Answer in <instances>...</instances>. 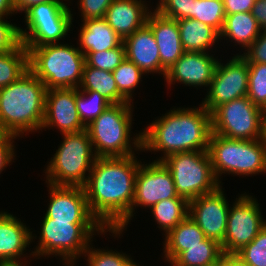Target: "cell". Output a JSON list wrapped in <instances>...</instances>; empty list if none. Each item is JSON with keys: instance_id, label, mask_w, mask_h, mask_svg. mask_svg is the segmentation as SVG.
I'll return each instance as SVG.
<instances>
[{"instance_id": "cell-19", "label": "cell", "mask_w": 266, "mask_h": 266, "mask_svg": "<svg viewBox=\"0 0 266 266\" xmlns=\"http://www.w3.org/2000/svg\"><path fill=\"white\" fill-rule=\"evenodd\" d=\"M126 59L145 73H161L159 48L151 28L145 24L123 40Z\"/></svg>"}, {"instance_id": "cell-30", "label": "cell", "mask_w": 266, "mask_h": 266, "mask_svg": "<svg viewBox=\"0 0 266 266\" xmlns=\"http://www.w3.org/2000/svg\"><path fill=\"white\" fill-rule=\"evenodd\" d=\"M29 70V52L22 44L18 49L0 54V89L17 81Z\"/></svg>"}, {"instance_id": "cell-50", "label": "cell", "mask_w": 266, "mask_h": 266, "mask_svg": "<svg viewBox=\"0 0 266 266\" xmlns=\"http://www.w3.org/2000/svg\"><path fill=\"white\" fill-rule=\"evenodd\" d=\"M23 263L21 262H13V263H3V264H0V266H24L22 265Z\"/></svg>"}, {"instance_id": "cell-52", "label": "cell", "mask_w": 266, "mask_h": 266, "mask_svg": "<svg viewBox=\"0 0 266 266\" xmlns=\"http://www.w3.org/2000/svg\"><path fill=\"white\" fill-rule=\"evenodd\" d=\"M67 266H73L75 261H65ZM73 263V264H72ZM69 264V265H68Z\"/></svg>"}, {"instance_id": "cell-23", "label": "cell", "mask_w": 266, "mask_h": 266, "mask_svg": "<svg viewBox=\"0 0 266 266\" xmlns=\"http://www.w3.org/2000/svg\"><path fill=\"white\" fill-rule=\"evenodd\" d=\"M204 232L189 217L182 220L165 235L164 253L166 261L172 262L181 252L194 245H203Z\"/></svg>"}, {"instance_id": "cell-29", "label": "cell", "mask_w": 266, "mask_h": 266, "mask_svg": "<svg viewBox=\"0 0 266 266\" xmlns=\"http://www.w3.org/2000/svg\"><path fill=\"white\" fill-rule=\"evenodd\" d=\"M151 210L159 228L167 234L188 216L189 201L185 198H170L153 205Z\"/></svg>"}, {"instance_id": "cell-41", "label": "cell", "mask_w": 266, "mask_h": 266, "mask_svg": "<svg viewBox=\"0 0 266 266\" xmlns=\"http://www.w3.org/2000/svg\"><path fill=\"white\" fill-rule=\"evenodd\" d=\"M114 0H79L82 21L104 18L107 9Z\"/></svg>"}, {"instance_id": "cell-40", "label": "cell", "mask_w": 266, "mask_h": 266, "mask_svg": "<svg viewBox=\"0 0 266 266\" xmlns=\"http://www.w3.org/2000/svg\"><path fill=\"white\" fill-rule=\"evenodd\" d=\"M22 44L20 27L0 17V54L18 49Z\"/></svg>"}, {"instance_id": "cell-2", "label": "cell", "mask_w": 266, "mask_h": 266, "mask_svg": "<svg viewBox=\"0 0 266 266\" xmlns=\"http://www.w3.org/2000/svg\"><path fill=\"white\" fill-rule=\"evenodd\" d=\"M156 119L132 140L137 150L164 151L162 161L169 155L208 150L211 135V114L202 106L175 108Z\"/></svg>"}, {"instance_id": "cell-13", "label": "cell", "mask_w": 266, "mask_h": 266, "mask_svg": "<svg viewBox=\"0 0 266 266\" xmlns=\"http://www.w3.org/2000/svg\"><path fill=\"white\" fill-rule=\"evenodd\" d=\"M170 198H183L179 196L175 189L172 174L162 161L142 164L135 178L134 199L131 208L133 217L134 206L151 208L162 200Z\"/></svg>"}, {"instance_id": "cell-46", "label": "cell", "mask_w": 266, "mask_h": 266, "mask_svg": "<svg viewBox=\"0 0 266 266\" xmlns=\"http://www.w3.org/2000/svg\"><path fill=\"white\" fill-rule=\"evenodd\" d=\"M61 0H12L16 13L19 11H26L33 5L48 3Z\"/></svg>"}, {"instance_id": "cell-12", "label": "cell", "mask_w": 266, "mask_h": 266, "mask_svg": "<svg viewBox=\"0 0 266 266\" xmlns=\"http://www.w3.org/2000/svg\"><path fill=\"white\" fill-rule=\"evenodd\" d=\"M248 84V62L242 55H235L226 65L218 61L202 106L211 114L218 106L247 96Z\"/></svg>"}, {"instance_id": "cell-6", "label": "cell", "mask_w": 266, "mask_h": 266, "mask_svg": "<svg viewBox=\"0 0 266 266\" xmlns=\"http://www.w3.org/2000/svg\"><path fill=\"white\" fill-rule=\"evenodd\" d=\"M63 136V142L47 165L46 182L54 186L83 187L88 179L85 173H90L97 159L89 133L84 129Z\"/></svg>"}, {"instance_id": "cell-3", "label": "cell", "mask_w": 266, "mask_h": 266, "mask_svg": "<svg viewBox=\"0 0 266 266\" xmlns=\"http://www.w3.org/2000/svg\"><path fill=\"white\" fill-rule=\"evenodd\" d=\"M46 91V86L30 70L0 89L1 131L18 137L27 131L41 130Z\"/></svg>"}, {"instance_id": "cell-26", "label": "cell", "mask_w": 266, "mask_h": 266, "mask_svg": "<svg viewBox=\"0 0 266 266\" xmlns=\"http://www.w3.org/2000/svg\"><path fill=\"white\" fill-rule=\"evenodd\" d=\"M262 29L251 12L226 15L220 39L224 36L235 40L245 49L248 48L261 33Z\"/></svg>"}, {"instance_id": "cell-20", "label": "cell", "mask_w": 266, "mask_h": 266, "mask_svg": "<svg viewBox=\"0 0 266 266\" xmlns=\"http://www.w3.org/2000/svg\"><path fill=\"white\" fill-rule=\"evenodd\" d=\"M144 3L141 0H114L104 19L124 40L146 24L150 12Z\"/></svg>"}, {"instance_id": "cell-22", "label": "cell", "mask_w": 266, "mask_h": 266, "mask_svg": "<svg viewBox=\"0 0 266 266\" xmlns=\"http://www.w3.org/2000/svg\"><path fill=\"white\" fill-rule=\"evenodd\" d=\"M84 22L80 30V51L102 52L116 48L123 43L121 37L108 25L104 18L90 19Z\"/></svg>"}, {"instance_id": "cell-15", "label": "cell", "mask_w": 266, "mask_h": 266, "mask_svg": "<svg viewBox=\"0 0 266 266\" xmlns=\"http://www.w3.org/2000/svg\"><path fill=\"white\" fill-rule=\"evenodd\" d=\"M48 185L50 203L45 214L48 218L70 224H101L89 209L83 187Z\"/></svg>"}, {"instance_id": "cell-39", "label": "cell", "mask_w": 266, "mask_h": 266, "mask_svg": "<svg viewBox=\"0 0 266 266\" xmlns=\"http://www.w3.org/2000/svg\"><path fill=\"white\" fill-rule=\"evenodd\" d=\"M194 2L195 0H160L155 10L170 19H193Z\"/></svg>"}, {"instance_id": "cell-43", "label": "cell", "mask_w": 266, "mask_h": 266, "mask_svg": "<svg viewBox=\"0 0 266 266\" xmlns=\"http://www.w3.org/2000/svg\"><path fill=\"white\" fill-rule=\"evenodd\" d=\"M17 136L10 133H2L0 135V173L5 169V167L12 162L15 157L14 146L12 141ZM14 156V157H13Z\"/></svg>"}, {"instance_id": "cell-49", "label": "cell", "mask_w": 266, "mask_h": 266, "mask_svg": "<svg viewBox=\"0 0 266 266\" xmlns=\"http://www.w3.org/2000/svg\"><path fill=\"white\" fill-rule=\"evenodd\" d=\"M207 266H228V254H224L217 261L208 264Z\"/></svg>"}, {"instance_id": "cell-38", "label": "cell", "mask_w": 266, "mask_h": 266, "mask_svg": "<svg viewBox=\"0 0 266 266\" xmlns=\"http://www.w3.org/2000/svg\"><path fill=\"white\" fill-rule=\"evenodd\" d=\"M85 254V257L88 256V266H138L128 255L117 251L95 250L89 245Z\"/></svg>"}, {"instance_id": "cell-18", "label": "cell", "mask_w": 266, "mask_h": 266, "mask_svg": "<svg viewBox=\"0 0 266 266\" xmlns=\"http://www.w3.org/2000/svg\"><path fill=\"white\" fill-rule=\"evenodd\" d=\"M146 24L151 28L159 48L161 74L183 55L177 20L162 16L158 11L149 13Z\"/></svg>"}, {"instance_id": "cell-16", "label": "cell", "mask_w": 266, "mask_h": 266, "mask_svg": "<svg viewBox=\"0 0 266 266\" xmlns=\"http://www.w3.org/2000/svg\"><path fill=\"white\" fill-rule=\"evenodd\" d=\"M49 126H56L62 135L86 129L76 106V88H52L46 91L41 130Z\"/></svg>"}, {"instance_id": "cell-5", "label": "cell", "mask_w": 266, "mask_h": 266, "mask_svg": "<svg viewBox=\"0 0 266 266\" xmlns=\"http://www.w3.org/2000/svg\"><path fill=\"white\" fill-rule=\"evenodd\" d=\"M208 153L219 184V175L222 173L246 176L266 173V137L258 140H237L211 132Z\"/></svg>"}, {"instance_id": "cell-8", "label": "cell", "mask_w": 266, "mask_h": 266, "mask_svg": "<svg viewBox=\"0 0 266 266\" xmlns=\"http://www.w3.org/2000/svg\"><path fill=\"white\" fill-rule=\"evenodd\" d=\"M39 246L33 251V257L58 255L66 261H75L89 247L94 231L105 233L102 224H70V221H54L43 217Z\"/></svg>"}, {"instance_id": "cell-7", "label": "cell", "mask_w": 266, "mask_h": 266, "mask_svg": "<svg viewBox=\"0 0 266 266\" xmlns=\"http://www.w3.org/2000/svg\"><path fill=\"white\" fill-rule=\"evenodd\" d=\"M131 103L110 105L86 130L97 158L135 155L131 147Z\"/></svg>"}, {"instance_id": "cell-9", "label": "cell", "mask_w": 266, "mask_h": 266, "mask_svg": "<svg viewBox=\"0 0 266 266\" xmlns=\"http://www.w3.org/2000/svg\"><path fill=\"white\" fill-rule=\"evenodd\" d=\"M172 174L176 192L190 201L215 191V178L208 150L175 153L162 160Z\"/></svg>"}, {"instance_id": "cell-21", "label": "cell", "mask_w": 266, "mask_h": 266, "mask_svg": "<svg viewBox=\"0 0 266 266\" xmlns=\"http://www.w3.org/2000/svg\"><path fill=\"white\" fill-rule=\"evenodd\" d=\"M13 214L0 212V264L20 262L34 236Z\"/></svg>"}, {"instance_id": "cell-47", "label": "cell", "mask_w": 266, "mask_h": 266, "mask_svg": "<svg viewBox=\"0 0 266 266\" xmlns=\"http://www.w3.org/2000/svg\"><path fill=\"white\" fill-rule=\"evenodd\" d=\"M15 12L12 0H0V17H6Z\"/></svg>"}, {"instance_id": "cell-25", "label": "cell", "mask_w": 266, "mask_h": 266, "mask_svg": "<svg viewBox=\"0 0 266 266\" xmlns=\"http://www.w3.org/2000/svg\"><path fill=\"white\" fill-rule=\"evenodd\" d=\"M79 88L97 92L111 105L130 103L119 93L112 72L90 67L86 63Z\"/></svg>"}, {"instance_id": "cell-32", "label": "cell", "mask_w": 266, "mask_h": 266, "mask_svg": "<svg viewBox=\"0 0 266 266\" xmlns=\"http://www.w3.org/2000/svg\"><path fill=\"white\" fill-rule=\"evenodd\" d=\"M26 23L47 21H72V14L63 1H54L33 5L25 11Z\"/></svg>"}, {"instance_id": "cell-37", "label": "cell", "mask_w": 266, "mask_h": 266, "mask_svg": "<svg viewBox=\"0 0 266 266\" xmlns=\"http://www.w3.org/2000/svg\"><path fill=\"white\" fill-rule=\"evenodd\" d=\"M235 255L247 266H266V226Z\"/></svg>"}, {"instance_id": "cell-28", "label": "cell", "mask_w": 266, "mask_h": 266, "mask_svg": "<svg viewBox=\"0 0 266 266\" xmlns=\"http://www.w3.org/2000/svg\"><path fill=\"white\" fill-rule=\"evenodd\" d=\"M224 255L221 244L213 239L205 238L203 245H194L181 252L171 266H207Z\"/></svg>"}, {"instance_id": "cell-44", "label": "cell", "mask_w": 266, "mask_h": 266, "mask_svg": "<svg viewBox=\"0 0 266 266\" xmlns=\"http://www.w3.org/2000/svg\"><path fill=\"white\" fill-rule=\"evenodd\" d=\"M255 0H223L225 15L251 12Z\"/></svg>"}, {"instance_id": "cell-35", "label": "cell", "mask_w": 266, "mask_h": 266, "mask_svg": "<svg viewBox=\"0 0 266 266\" xmlns=\"http://www.w3.org/2000/svg\"><path fill=\"white\" fill-rule=\"evenodd\" d=\"M249 84L247 97L257 107L266 110V64L248 63Z\"/></svg>"}, {"instance_id": "cell-48", "label": "cell", "mask_w": 266, "mask_h": 266, "mask_svg": "<svg viewBox=\"0 0 266 266\" xmlns=\"http://www.w3.org/2000/svg\"><path fill=\"white\" fill-rule=\"evenodd\" d=\"M228 266H247V265L235 254H228Z\"/></svg>"}, {"instance_id": "cell-11", "label": "cell", "mask_w": 266, "mask_h": 266, "mask_svg": "<svg viewBox=\"0 0 266 266\" xmlns=\"http://www.w3.org/2000/svg\"><path fill=\"white\" fill-rule=\"evenodd\" d=\"M229 208L224 241V254H235L249 244L266 226L259 204L252 196L241 194Z\"/></svg>"}, {"instance_id": "cell-31", "label": "cell", "mask_w": 266, "mask_h": 266, "mask_svg": "<svg viewBox=\"0 0 266 266\" xmlns=\"http://www.w3.org/2000/svg\"><path fill=\"white\" fill-rule=\"evenodd\" d=\"M111 104L95 91L76 88V106L82 123L87 127Z\"/></svg>"}, {"instance_id": "cell-34", "label": "cell", "mask_w": 266, "mask_h": 266, "mask_svg": "<svg viewBox=\"0 0 266 266\" xmlns=\"http://www.w3.org/2000/svg\"><path fill=\"white\" fill-rule=\"evenodd\" d=\"M119 93L131 103L134 90L144 74L133 62L125 59L113 72Z\"/></svg>"}, {"instance_id": "cell-36", "label": "cell", "mask_w": 266, "mask_h": 266, "mask_svg": "<svg viewBox=\"0 0 266 266\" xmlns=\"http://www.w3.org/2000/svg\"><path fill=\"white\" fill-rule=\"evenodd\" d=\"M84 55L88 66L109 72H113L126 59L124 43L102 52H85Z\"/></svg>"}, {"instance_id": "cell-33", "label": "cell", "mask_w": 266, "mask_h": 266, "mask_svg": "<svg viewBox=\"0 0 266 266\" xmlns=\"http://www.w3.org/2000/svg\"><path fill=\"white\" fill-rule=\"evenodd\" d=\"M225 11L223 0H195L193 7V19L201 21L221 33Z\"/></svg>"}, {"instance_id": "cell-4", "label": "cell", "mask_w": 266, "mask_h": 266, "mask_svg": "<svg viewBox=\"0 0 266 266\" xmlns=\"http://www.w3.org/2000/svg\"><path fill=\"white\" fill-rule=\"evenodd\" d=\"M29 52V70L46 86L52 88H79L85 55L68 44H45L26 47Z\"/></svg>"}, {"instance_id": "cell-14", "label": "cell", "mask_w": 266, "mask_h": 266, "mask_svg": "<svg viewBox=\"0 0 266 266\" xmlns=\"http://www.w3.org/2000/svg\"><path fill=\"white\" fill-rule=\"evenodd\" d=\"M221 188L222 186H219L211 193L190 200L188 214L206 238L216 240L220 244L225 238L229 213V204Z\"/></svg>"}, {"instance_id": "cell-24", "label": "cell", "mask_w": 266, "mask_h": 266, "mask_svg": "<svg viewBox=\"0 0 266 266\" xmlns=\"http://www.w3.org/2000/svg\"><path fill=\"white\" fill-rule=\"evenodd\" d=\"M184 52H206L220 39V34L211 26L196 19L177 20Z\"/></svg>"}, {"instance_id": "cell-45", "label": "cell", "mask_w": 266, "mask_h": 266, "mask_svg": "<svg viewBox=\"0 0 266 266\" xmlns=\"http://www.w3.org/2000/svg\"><path fill=\"white\" fill-rule=\"evenodd\" d=\"M251 13L261 29H266V0H255Z\"/></svg>"}, {"instance_id": "cell-10", "label": "cell", "mask_w": 266, "mask_h": 266, "mask_svg": "<svg viewBox=\"0 0 266 266\" xmlns=\"http://www.w3.org/2000/svg\"><path fill=\"white\" fill-rule=\"evenodd\" d=\"M211 131L214 134L237 140L265 138L264 111L247 96L218 106L211 113Z\"/></svg>"}, {"instance_id": "cell-42", "label": "cell", "mask_w": 266, "mask_h": 266, "mask_svg": "<svg viewBox=\"0 0 266 266\" xmlns=\"http://www.w3.org/2000/svg\"><path fill=\"white\" fill-rule=\"evenodd\" d=\"M242 56L248 63L266 64V29L261 31L259 37L247 48Z\"/></svg>"}, {"instance_id": "cell-17", "label": "cell", "mask_w": 266, "mask_h": 266, "mask_svg": "<svg viewBox=\"0 0 266 266\" xmlns=\"http://www.w3.org/2000/svg\"><path fill=\"white\" fill-rule=\"evenodd\" d=\"M218 60L208 52H184L166 71L168 85L181 82L187 86H209L213 79Z\"/></svg>"}, {"instance_id": "cell-1", "label": "cell", "mask_w": 266, "mask_h": 266, "mask_svg": "<svg viewBox=\"0 0 266 266\" xmlns=\"http://www.w3.org/2000/svg\"><path fill=\"white\" fill-rule=\"evenodd\" d=\"M140 165L134 155L97 158L83 186L91 213L115 236L120 235L131 219Z\"/></svg>"}, {"instance_id": "cell-51", "label": "cell", "mask_w": 266, "mask_h": 266, "mask_svg": "<svg viewBox=\"0 0 266 266\" xmlns=\"http://www.w3.org/2000/svg\"><path fill=\"white\" fill-rule=\"evenodd\" d=\"M264 132L266 135V110L264 111Z\"/></svg>"}, {"instance_id": "cell-27", "label": "cell", "mask_w": 266, "mask_h": 266, "mask_svg": "<svg viewBox=\"0 0 266 266\" xmlns=\"http://www.w3.org/2000/svg\"><path fill=\"white\" fill-rule=\"evenodd\" d=\"M72 21H47L42 23H26L27 29L20 28L21 39L25 47H38L45 44L58 43L70 30Z\"/></svg>"}]
</instances>
